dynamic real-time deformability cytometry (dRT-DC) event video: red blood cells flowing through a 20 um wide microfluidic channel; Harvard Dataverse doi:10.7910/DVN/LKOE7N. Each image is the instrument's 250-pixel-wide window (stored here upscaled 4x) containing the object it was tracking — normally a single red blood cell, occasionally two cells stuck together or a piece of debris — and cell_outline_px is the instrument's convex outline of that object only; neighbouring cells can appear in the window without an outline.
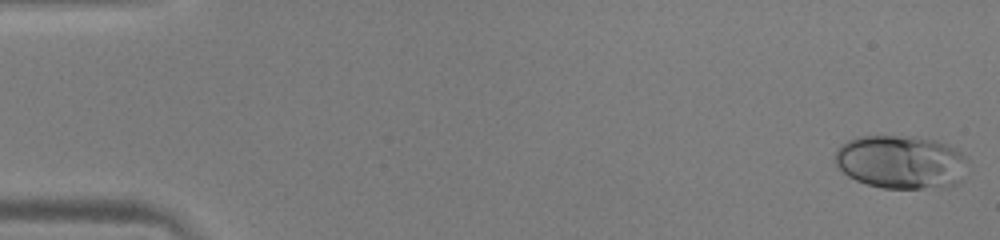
{"species": "human", "species_latin": "Homo sapiens", "temperature_condition": "warm", "stored_images_in_passage": 51, "camera_frame_rate_fps": 3000, "um_per_image_px": 0.085, "donor": {"sex": "male"}, "frame": {"image": 1, "passage_image": 1, "time_ms": 0.0, "image_size_px": [1000, 240], "cell_outline_px": [[968, 160], [960, 180], [956, 184], [944, 188], [884, 188], [868, 184], [856, 180], [848, 176], [836, 164], [836, 152], [840, 144], [856, 136], [912, 136], [936, 140], [960, 152]], "centroid_in_image_um": [76.57, 13.77], "position_along_channel_um": 8.4, "area_um2": 41.27}}
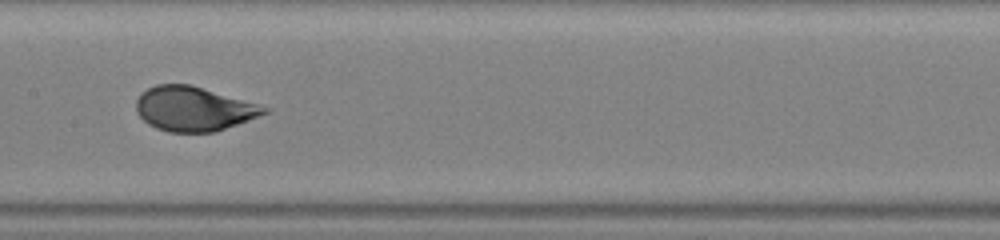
{"frame": {"image": 2, "passage_image": 26, "time_ms": 8.333, "image_size_px": [1000, 240], "cell_outline_px": [[272, 108], [268, 112], [248, 120], [216, 132], [168, 132], [156, 128], [148, 124], [136, 112], [136, 100], [140, 92], [156, 84], [192, 84], [260, 104]], "centroid_in_image_um": [16.46, 9.24], "position_along_channel_um": 190.9, "area_um2": 33.47}}
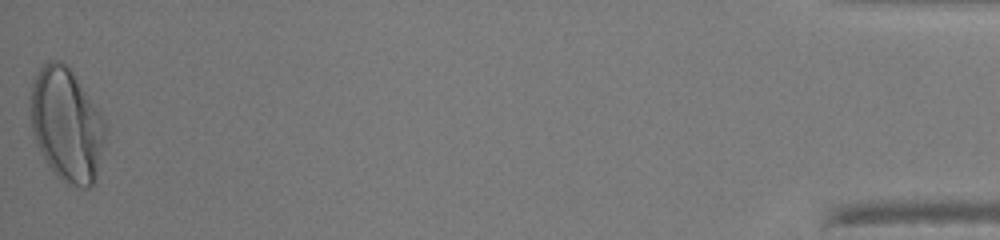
{"frame": {"image": 3, "passage_image": 51, "time_ms": 16.667, "image_size_px": [1000, 240], "cell_outline_px": [[108, 128], [96, 176], [92, 184], [88, 188], [84, 188], [68, 184], [56, 176], [48, 164], [36, 140], [32, 128], [32, 80], [40, 68], [48, 60], [60, 60], [72, 72], [100, 112]], "centroid_in_image_um": [5.7, 10.61], "position_along_channel_um": 429.5, "area_um2": 48.73}, "authors_computed_cell_mechanics": {"area_um2": 34.969, "velocity_mm_per_s": 4.0141, "shape_relaxation_time_tau1_ms": 4.1707, "shape_relaxation_time_tau2_ms": null, "deformation_change_tau1": 0.1843, "deformation_change_tau2": null}}